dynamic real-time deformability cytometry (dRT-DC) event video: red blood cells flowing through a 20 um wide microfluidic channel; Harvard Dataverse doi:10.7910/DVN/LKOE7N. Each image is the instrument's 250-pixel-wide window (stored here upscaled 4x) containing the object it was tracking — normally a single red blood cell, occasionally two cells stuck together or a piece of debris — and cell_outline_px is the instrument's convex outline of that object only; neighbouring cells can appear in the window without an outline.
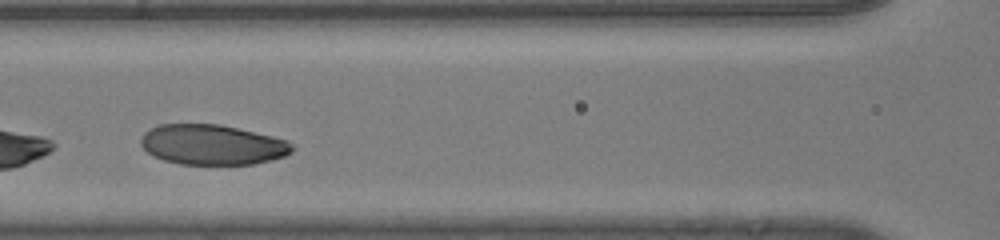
{"species": "human", "species_latin": "Homo sapiens", "temperature_condition": "room temperature", "stored_images_in_passage": 29, "camera_frame_rate_fps": 3000, "um_per_image_px": 0.085, "donor": {"sex": "male"}, "frame": {"image": 1, "passage_image": 10, "time_ms": 3.0, "image_size_px": [1000, 240], "cell_outline_px": [[292, 152], [284, 156], [272, 160], [252, 164], [180, 164], [164, 160], [148, 152], [140, 144], [140, 140], [144, 132], [156, 124], [220, 124], [272, 136], [288, 140], [292, 144]], "centroid_in_image_um": [18.04, 12.29], "position_along_channel_um": 148.6, "area_um2": 35.37}}
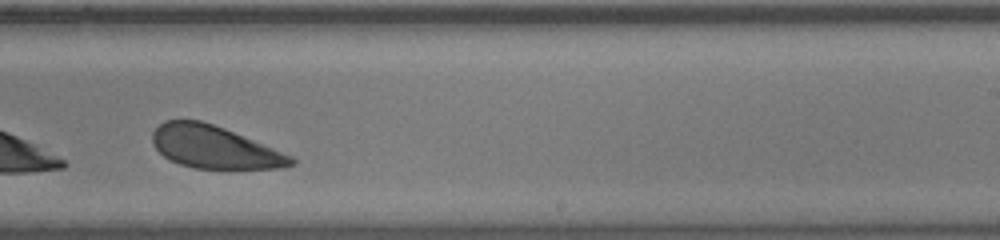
{"frame": {"image": 2, "passage_image": 19, "time_ms": 6.0, "image_size_px": [1000, 240], "cell_outline_px": [[296, 164], [276, 168], [192, 168], [168, 160], [152, 144], [152, 132], [164, 120], [200, 120], [224, 128], [292, 156], [296, 160]], "centroid_in_image_um": [18.17, 12.5], "position_along_channel_um": 270.8, "area_um2": 33.99}}
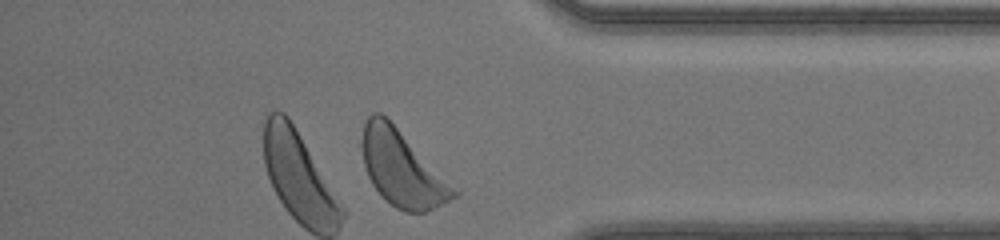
{"frame": {"image": 3, "passage_image": 29, "time_ms": 9.333, "image_size_px": [1000, 240], "cell_outline_px": [[460, 192], [456, 196], [424, 212], [404, 212], [396, 208], [372, 184], [368, 176], [364, 164], [360, 144], [360, 140], [364, 120], [372, 112], [380, 112]], "centroid_in_image_um": [34.11, 14.31], "position_along_channel_um": 401.1, "area_um2": 39.3}, "authors_computed_cell_mechanics": {"area_um2": 37.1654, "velocity_mm_per_s": 4.0847, "shape_relaxation_time_tau1_ms": 1.2824, "shape_relaxation_time_tau2_ms": 2.0593, "deformation_change_tau1": 0.0781, "deformation_change_tau2": 0.0854}}